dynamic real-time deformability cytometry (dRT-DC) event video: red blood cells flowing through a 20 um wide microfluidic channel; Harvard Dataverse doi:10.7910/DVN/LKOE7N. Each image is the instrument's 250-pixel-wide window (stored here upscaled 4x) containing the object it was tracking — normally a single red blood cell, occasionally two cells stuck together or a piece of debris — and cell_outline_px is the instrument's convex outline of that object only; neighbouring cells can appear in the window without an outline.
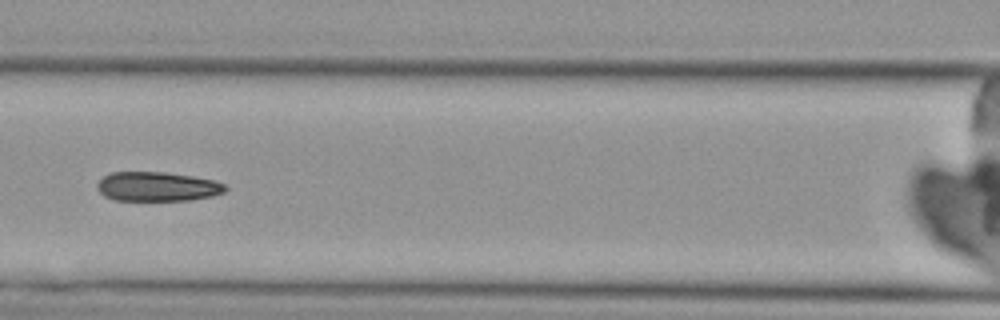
{"species": "Egyptian fruit bat (a non-hibernating species)", "species_latin": "Rousettus aegyptiacus", "temperature_condition": "cold", "stored_images_in_passage": 7, "camera_frame_rate_fps": 3000, "um_per_image_px": 0.085, "animal": {"sex": "female"}, "frame": {"image": 1, "passage_image": 7, "time_ms": 7.667, "image_size_px": [1000, 320], "cell_outline_px": [[228, 188], [224, 192], [212, 196], [188, 200], [112, 200], [104, 196], [96, 188], [96, 184], [104, 176], [112, 172], [164, 172], [192, 176], [216, 180], [224, 184]], "centroid_in_image_um": [13.36, 15.86], "position_along_channel_um": 153.2, "area_um2": 21.96}}